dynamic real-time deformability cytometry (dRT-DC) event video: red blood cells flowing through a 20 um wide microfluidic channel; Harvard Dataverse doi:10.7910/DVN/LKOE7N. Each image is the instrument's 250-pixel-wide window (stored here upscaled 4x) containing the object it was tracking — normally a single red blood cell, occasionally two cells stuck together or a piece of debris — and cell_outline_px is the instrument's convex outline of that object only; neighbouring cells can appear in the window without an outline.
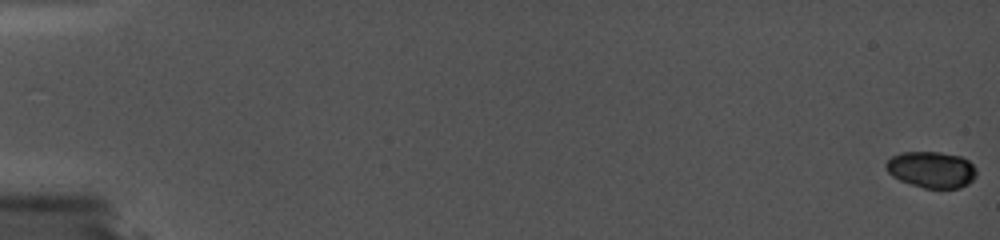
{"species": "common noctule bat (a hibernating species)", "species_latin": "Nyctalus noctula", "temperature_condition": "cold", "stored_images_in_passage": 75, "camera_frame_rate_fps": 5000, "um_per_image_px": 0.085, "animal": {"sex": "female", "body_mass_g": 19.0, "forearm_length_mm": 56.7}, "frame": {"image": 1, "passage_image": 1, "time_ms": 0.0, "image_size_px": [1000, 240], "cell_outline_px": [[976, 176], [968, 184], [960, 188], [924, 188], [908, 184], [892, 176], [884, 168], [884, 164], [892, 156], [900, 152], [940, 152], [960, 156], [968, 160], [976, 168]], "centroid_in_image_um": [79.15, 14.42], "position_along_channel_um": 5.8, "area_um2": 19.36}}
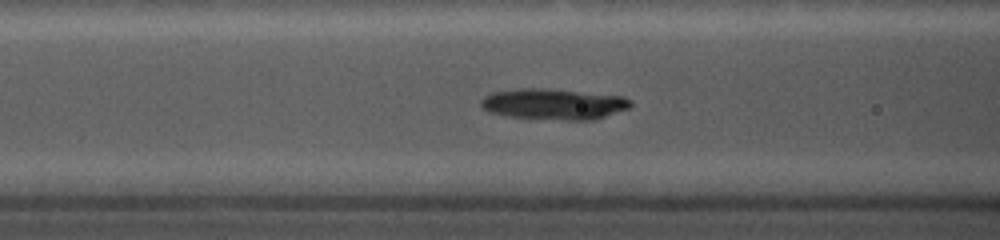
{"frame": {"image": 2, "passage_image": 42, "time_ms": 8.2, "image_size_px": [1000, 240], "cell_outline_px": [[632, 104], [628, 108], [596, 120], [564, 120], [508, 116], [488, 112], [480, 104], [480, 100], [484, 96], [492, 92], [516, 88], [540, 88], [624, 96], [632, 100]], "centroid_in_image_um": [47.06, 8.84], "position_along_channel_um": 119.5, "area_um2": 26.99}}
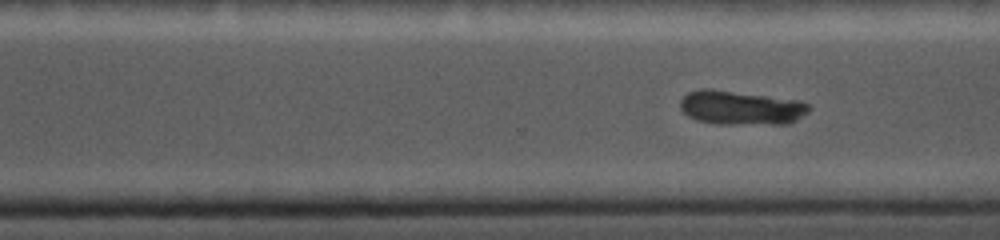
{"frame": {"image": 3, "passage_image": 67, "time_ms": 13.2, "image_size_px": [1000, 240], "cell_outline_px": [[812, 108], [808, 112], [796, 120], [788, 124], [716, 124], [696, 120], [688, 116], [680, 108], [680, 100], [688, 92], [700, 88], [712, 88], [800, 100], [808, 104]], "centroid_in_image_um": [62.98, 9.15], "position_along_channel_um": 307.6, "area_um2": 26.01}}